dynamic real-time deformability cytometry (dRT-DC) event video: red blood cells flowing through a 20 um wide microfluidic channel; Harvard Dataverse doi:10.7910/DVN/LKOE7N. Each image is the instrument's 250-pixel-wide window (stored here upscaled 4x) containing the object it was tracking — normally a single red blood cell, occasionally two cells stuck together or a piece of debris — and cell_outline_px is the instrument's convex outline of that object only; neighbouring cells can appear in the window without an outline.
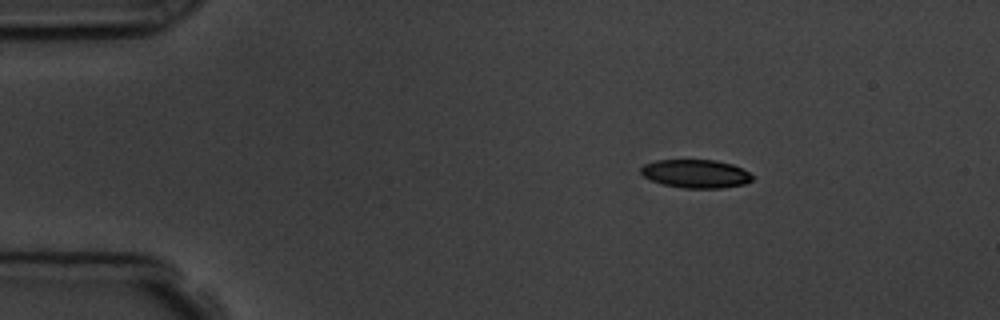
{"species": "common noctule bat (a hibernating species)", "species_latin": "Nyctalus noctula", "temperature_condition": "room temperature", "stored_images_in_passage": 3, "camera_frame_rate_fps": 3000, "um_per_image_px": 0.085, "animal": {"sex": "male", "body_mass_g": 19.5, "forearm_length_mm": 54.6}, "frame": {"image": 1, "passage_image": 1, "time_ms": 0.0, "image_size_px": [1000, 320], "cell_outline_px": [[752, 180], [744, 184], [720, 188], [684, 188], [664, 184], [652, 180], [644, 176], [640, 172], [640, 168], [644, 164], [656, 160], [716, 160], [732, 164], [748, 172], [752, 176]], "centroid_in_image_um": [59.12, 14.76], "position_along_channel_um": 25.9, "area_um2": 18.26}}